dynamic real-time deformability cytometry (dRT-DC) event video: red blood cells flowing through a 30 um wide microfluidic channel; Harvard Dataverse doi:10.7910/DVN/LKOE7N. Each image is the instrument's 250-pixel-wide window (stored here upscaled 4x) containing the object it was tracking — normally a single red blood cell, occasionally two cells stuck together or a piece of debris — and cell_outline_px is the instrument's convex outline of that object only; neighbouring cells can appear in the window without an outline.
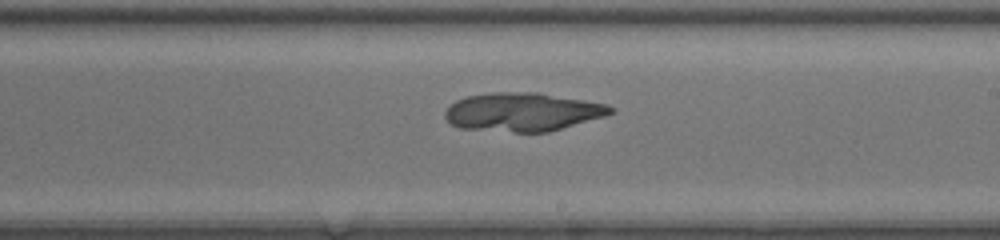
{"species": "common noctule bat (a hibernating species)", "species_latin": "Nyctalus noctula", "temperature_condition": "room temperature", "stored_images_in_passage": 44, "camera_frame_rate_fps": 3000, "um_per_image_px": 0.085, "animal": {"sex": "female", "body_mass_g": 20.0, "forearm_length_mm": 54.0}, "frame": {"image": 1, "passage_image": 26, "time_ms": 8.333, "image_size_px": [1000, 240], "cell_outline_px": [[616, 108], [612, 112], [604, 116], [548, 132], [516, 132], [460, 128], [452, 124], [444, 116], [444, 112], [456, 100], [468, 96], [492, 92], [536, 92], [608, 104]], "centroid_in_image_um": [44.42, 9.51], "position_along_channel_um": 244.6, "area_um2": 36.93}}
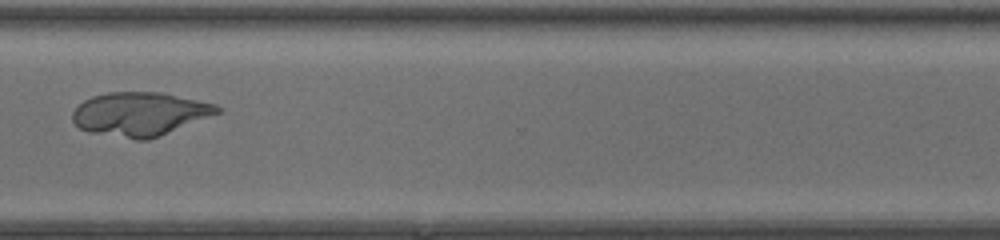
{"frame": {"image": 2, "passage_image": 34, "time_ms": 11.0, "image_size_px": [1000, 240], "cell_outline_px": [[224, 108], [220, 112], [160, 136], [148, 140], [136, 140], [88, 132], [80, 128], [72, 120], [72, 112], [84, 100], [92, 96], [108, 92], [164, 92], [216, 104]], "centroid_in_image_um": [11.9, 9.69], "position_along_channel_um": 358.7, "area_um2": 36.99}}
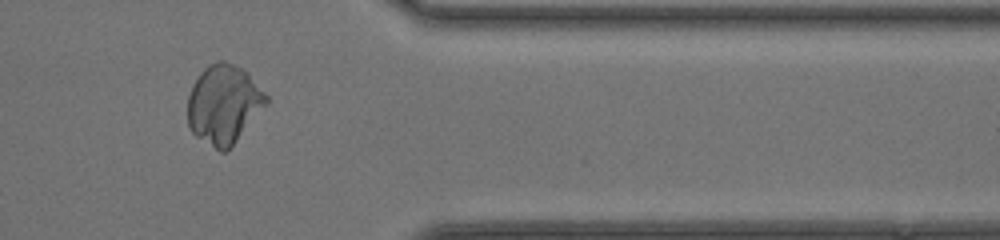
{"frame": {"image": 3, "passage_image": 37, "time_ms": 12.0, "image_size_px": [1000, 240], "cell_outline_px": [[268, 104], [236, 140], [224, 152], [220, 152], [196, 136], [188, 128], [188, 96], [192, 84], [200, 72], [208, 64], [216, 60], [224, 60], [248, 72], [268, 96]], "centroid_in_image_um": [19.01, 8.83], "position_along_channel_um": 392.4, "area_um2": 36.18}}